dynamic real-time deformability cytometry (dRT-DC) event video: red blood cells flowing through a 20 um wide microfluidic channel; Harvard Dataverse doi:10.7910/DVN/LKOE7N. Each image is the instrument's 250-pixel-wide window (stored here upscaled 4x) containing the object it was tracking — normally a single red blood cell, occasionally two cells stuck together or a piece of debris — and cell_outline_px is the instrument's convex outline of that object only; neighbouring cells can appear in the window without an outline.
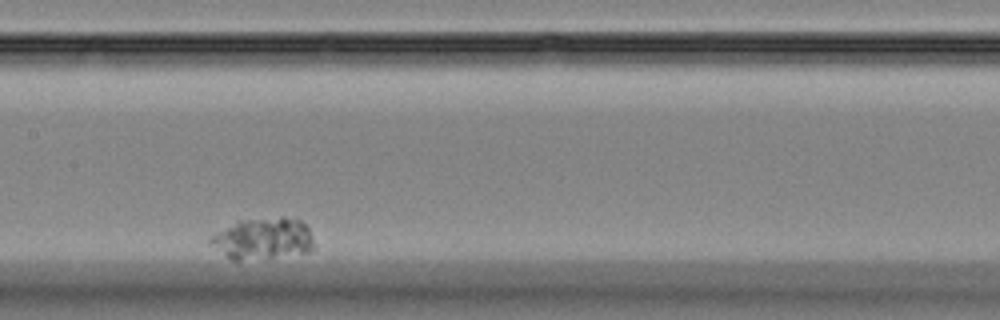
{"species": "Egyptian fruit bat (a non-hibernating species)", "species_latin": "Rousettus aegyptiacus", "temperature_condition": "room temperature", "stored_images_in_passage": 48, "camera_frame_rate_fps": 3000, "um_per_image_px": 0.085, "animal": {"sex": "female"}, "frame": {"image": 1, "passage_image": 28, "time_ms": 9.0, "image_size_px": [1000, 320], "cell_outline_px": [[316, 248], [312, 252], [240, 260], [228, 260], [208, 244], [208, 240], [216, 232], [236, 220], [280, 216], [284, 216], [300, 220], [308, 228], [316, 244]], "centroid_in_image_um": [22.34, 20.27], "position_along_channel_um": 185.1, "area_um2": 25.72}}
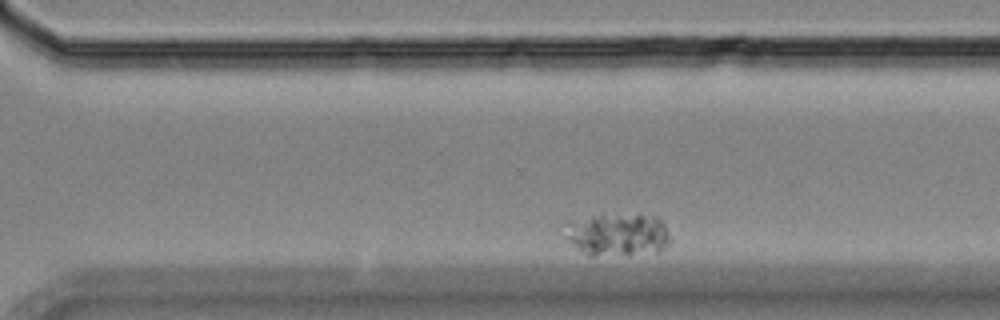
{"frame": {"image": 2, "passage_image": 43, "time_ms": 14.0, "image_size_px": [1000, 320], "cell_outline_px": [[672, 244], [660, 252], [628, 256], [588, 256], [572, 244], [568, 240], [560, 224], [568, 220], [604, 212], [656, 216], [664, 224], [672, 240]], "centroid_in_image_um": [52.47, 19.93], "position_along_channel_um": 318.1, "area_um2": 27.98}}
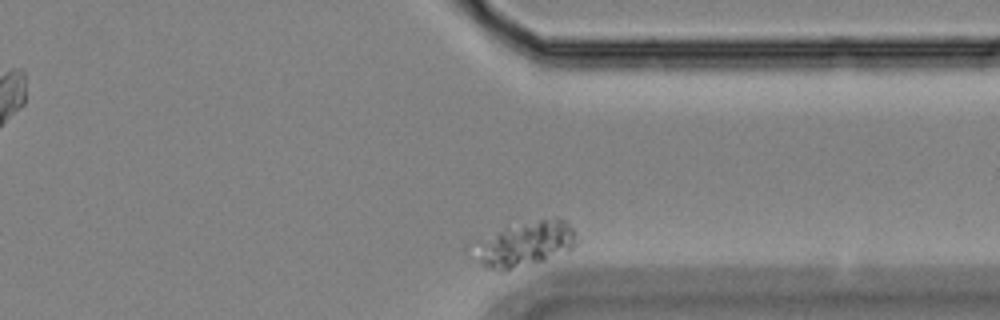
{"frame": {"image": 3, "passage_image": 48, "time_ms": 15.667, "image_size_px": [1000, 320], "cell_outline_px": [[580, 240], [568, 252], [508, 272], [500, 272], [488, 268], [480, 264], [464, 248], [464, 244], [468, 240], [504, 228], [556, 216], [564, 220], [576, 232]], "centroid_in_image_um": [44.44, 20.77], "position_along_channel_um": 367.0, "area_um2": 28.73}}